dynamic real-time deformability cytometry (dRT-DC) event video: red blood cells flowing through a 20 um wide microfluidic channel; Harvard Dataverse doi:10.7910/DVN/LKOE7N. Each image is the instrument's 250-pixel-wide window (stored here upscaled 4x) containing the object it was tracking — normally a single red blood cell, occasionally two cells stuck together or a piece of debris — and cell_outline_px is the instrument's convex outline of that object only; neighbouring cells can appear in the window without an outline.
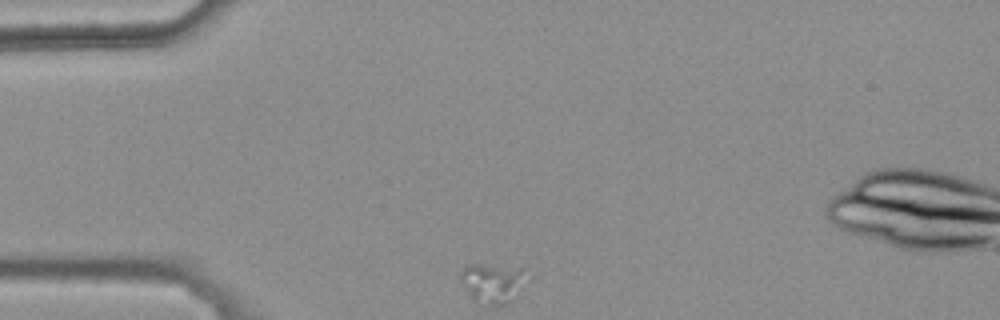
{"species": "common noctule bat (a hibernating species)", "species_latin": "Nyctalus noctula", "temperature_condition": "warm", "stored_images_in_passage": 33, "camera_frame_rate_fps": 3000, "um_per_image_px": 0.085, "animal": {"sex": "female", "body_mass_g": 25.1}, "frame": {"image": 1, "passage_image": 1, "time_ms": 0.0, "image_size_px": [1000, 320], "cell_outline_px": [[524, 268], [512, 300], [504, 304], [488, 304], [472, 300], [460, 280], [460, 272], [468, 264], [476, 264]], "centroid_in_image_um": [41.72, 24.04], "position_along_channel_um": 43.3, "area_um2": 14.28}}